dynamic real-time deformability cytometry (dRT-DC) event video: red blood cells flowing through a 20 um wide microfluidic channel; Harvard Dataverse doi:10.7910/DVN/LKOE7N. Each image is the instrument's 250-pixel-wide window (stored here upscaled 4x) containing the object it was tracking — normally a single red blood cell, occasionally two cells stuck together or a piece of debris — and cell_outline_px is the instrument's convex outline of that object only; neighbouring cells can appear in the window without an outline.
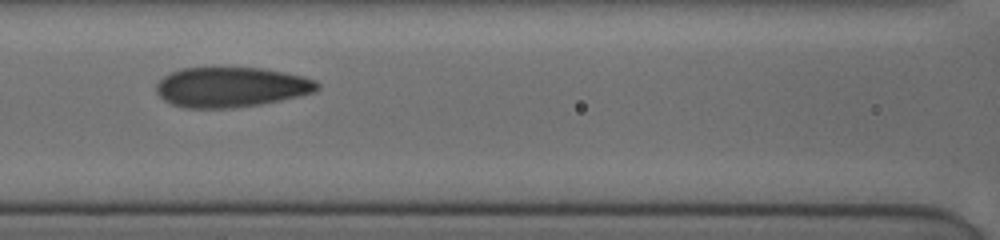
{"species": "human", "species_latin": "Homo sapiens", "temperature_condition": "cold", "stored_images_in_passage": 6, "camera_frame_rate_fps": 3000, "um_per_image_px": 0.085, "donor": {"sex": "female"}, "frame": {"image": 1, "passage_image": 4, "time_ms": 3.333, "image_size_px": [1000, 240], "cell_outline_px": [[320, 88], [312, 92], [280, 100], [260, 104], [228, 108], [188, 108], [172, 104], [164, 100], [156, 92], [156, 84], [164, 76], [180, 68], [264, 68], [300, 76], [312, 80], [320, 84]], "centroid_in_image_um": [19.6, 7.4], "position_along_channel_um": 147.0, "area_um2": 37.11}}
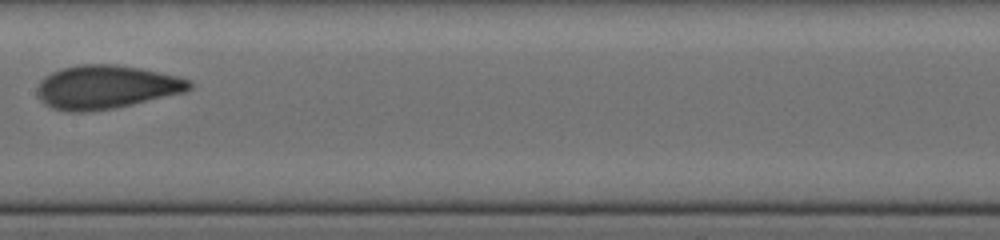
{"frame": {"image": 2, "passage_image": 5, "time_ms": 4.667, "image_size_px": [1000, 240], "cell_outline_px": [[192, 88], [184, 92], [132, 104], [112, 108], [84, 112], [64, 112], [52, 108], [44, 104], [36, 96], [36, 88], [40, 80], [44, 76], [52, 72], [64, 68], [80, 64], [120, 64], [140, 68], [176, 76], [188, 80], [192, 84]], "centroid_in_image_um": [8.95, 7.4], "position_along_channel_um": 198.5, "area_um2": 38.67}}
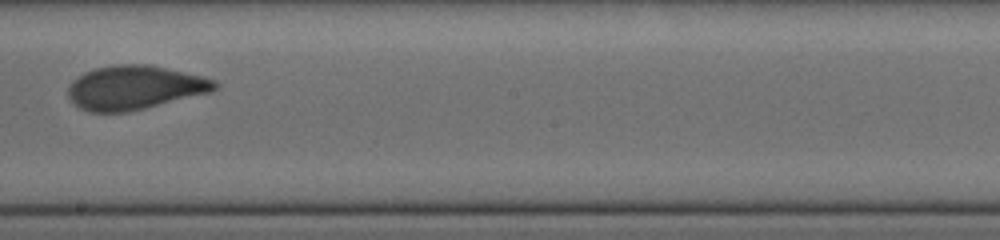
{"frame": {"image": 3, "passage_image": 6, "time_ms": 5.667, "image_size_px": [1000, 240], "cell_outline_px": [[220, 88], [212, 92], [128, 112], [88, 112], [80, 108], [68, 96], [68, 88], [72, 80], [96, 68], [112, 64], [148, 64], [168, 68], [204, 76], [216, 80], [220, 84]], "centroid_in_image_um": [11.51, 7.44], "position_along_channel_um": 236.7, "area_um2": 37.74}}